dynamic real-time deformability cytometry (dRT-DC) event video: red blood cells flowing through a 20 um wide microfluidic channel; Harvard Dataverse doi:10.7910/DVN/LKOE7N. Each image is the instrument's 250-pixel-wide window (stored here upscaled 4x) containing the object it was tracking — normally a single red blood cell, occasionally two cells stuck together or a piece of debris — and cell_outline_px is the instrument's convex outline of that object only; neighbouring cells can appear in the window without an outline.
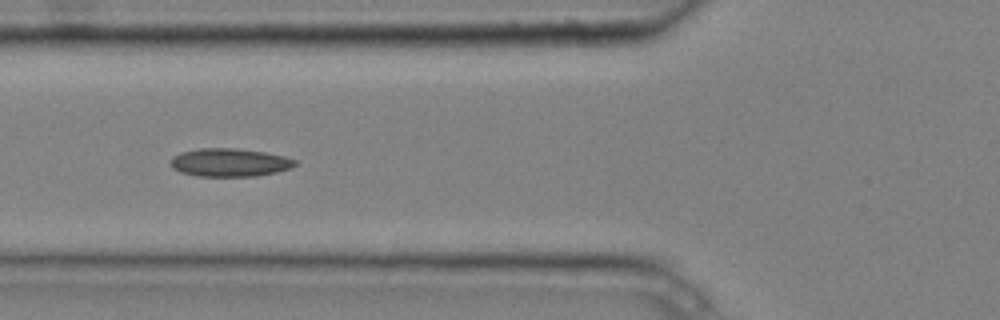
{"species": "common noctule bat (a hibernating species)", "species_latin": "Nyctalus noctula", "temperature_condition": "cold", "stored_images_in_passage": 8, "camera_frame_rate_fps": 3000, "um_per_image_px": 0.085, "animal": {"sex": "male", "body_mass_g": 20.4}, "frame": {"image": 1, "passage_image": 5, "time_ms": 1.333, "image_size_px": [1000, 320], "cell_outline_px": [[296, 164], [292, 168], [276, 172], [256, 176], [196, 176], [180, 172], [172, 168], [172, 156], [180, 152], [200, 148], [236, 148], [264, 152], [284, 156], [296, 160]], "centroid_in_image_um": [19.51, 13.81], "position_along_channel_um": 106.3, "area_um2": 20.46}}
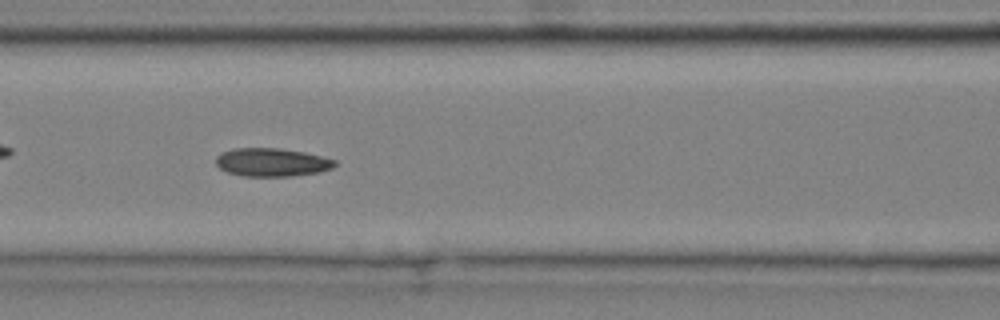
{"frame": {"image": 2, "passage_image": 6, "time_ms": 1.667, "image_size_px": [1000, 320], "cell_outline_px": [[336, 164], [332, 168], [320, 172], [292, 176], [244, 176], [228, 172], [220, 168], [216, 164], [216, 156], [220, 152], [236, 148], [280, 148], [304, 152], [336, 160]], "centroid_in_image_um": [23.1, 13.79], "position_along_channel_um": 143.5, "area_um2": 19.59}}
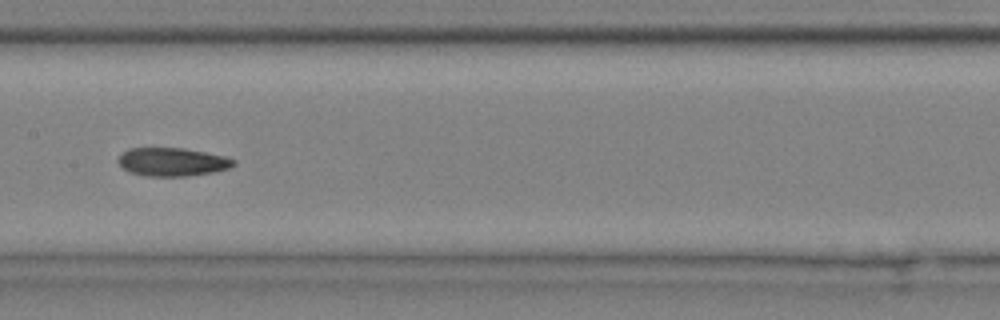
{"frame": {"image": 3, "passage_image": 7, "time_ms": 2.0, "image_size_px": [1000, 320], "cell_outline_px": [[236, 164], [228, 168], [212, 172], [184, 176], [144, 176], [128, 172], [116, 160], [128, 148], [184, 148], [224, 156], [236, 160]], "centroid_in_image_um": [14.62, 13.76], "position_along_channel_um": 192.8, "area_um2": 18.96}}